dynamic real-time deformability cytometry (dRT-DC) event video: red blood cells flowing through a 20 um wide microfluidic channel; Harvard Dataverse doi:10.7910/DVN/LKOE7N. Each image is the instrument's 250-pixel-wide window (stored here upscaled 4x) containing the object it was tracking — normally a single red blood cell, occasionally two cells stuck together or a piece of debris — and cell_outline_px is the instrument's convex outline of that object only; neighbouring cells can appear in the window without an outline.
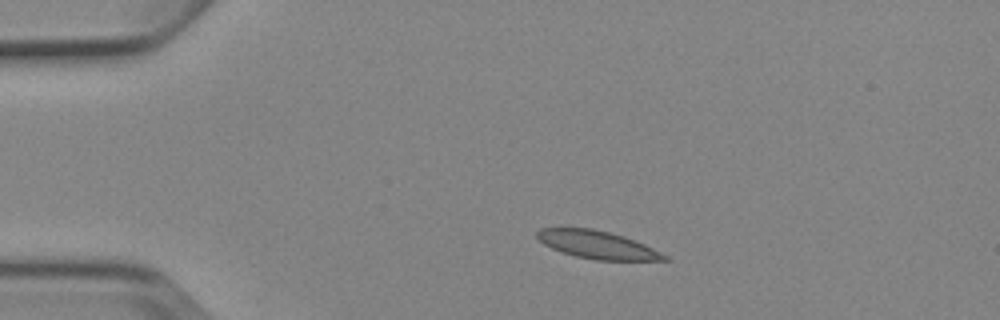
{"species": "Egyptian fruit bat (a non-hibernating species)", "species_latin": "Rousettus aegyptiacus", "temperature_condition": "cold", "stored_images_in_passage": 3, "camera_frame_rate_fps": 3000, "um_per_image_px": 0.085, "animal": {"sex": "female"}, "frame": {"image": 1, "passage_image": 1, "time_ms": 0.0, "image_size_px": [1000, 320], "cell_outline_px": [[672, 260], [596, 260], [576, 256], [552, 248], [544, 244], [536, 236], [536, 232], [540, 228], [592, 228], [624, 236], [644, 244], [668, 256]], "centroid_in_image_um": [50.78, 20.8], "position_along_channel_um": 34.2, "area_um2": 20.4}}
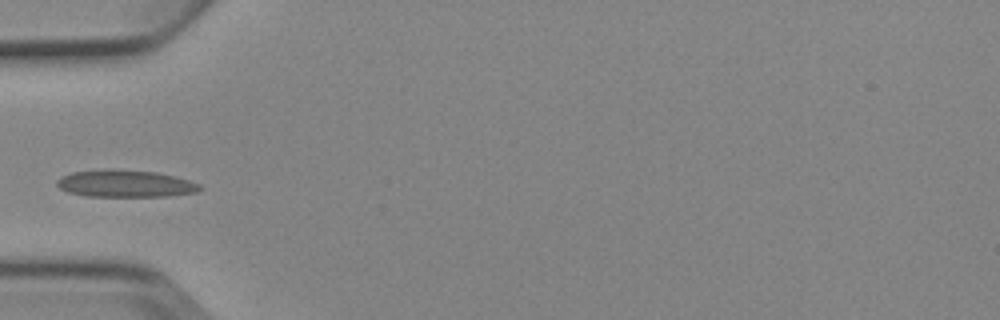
{"frame": {"image": 2, "passage_image": 3, "time_ms": 2.333, "image_size_px": [1000, 320], "cell_outline_px": [[204, 188], [196, 192], [168, 196], [88, 196], [68, 192], [60, 188], [56, 184], [56, 180], [60, 176], [72, 172], [104, 168], [112, 168], [156, 172], [176, 176], [200, 184]], "centroid_in_image_um": [10.64, 15.59], "position_along_channel_um": 74.4, "area_um2": 22.89}}